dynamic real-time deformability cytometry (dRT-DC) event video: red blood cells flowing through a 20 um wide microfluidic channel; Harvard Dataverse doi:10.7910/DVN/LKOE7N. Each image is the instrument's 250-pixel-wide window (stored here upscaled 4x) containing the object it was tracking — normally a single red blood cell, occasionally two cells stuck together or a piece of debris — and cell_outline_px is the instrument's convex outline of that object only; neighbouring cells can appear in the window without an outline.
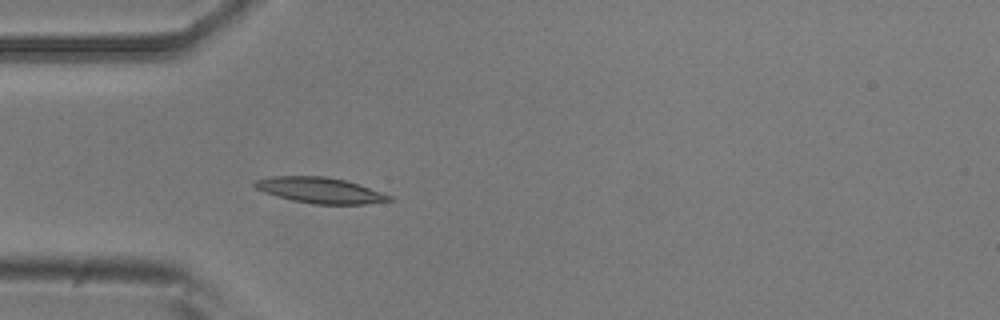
{"species": "common noctule bat (a hibernating species)", "species_latin": "Nyctalus noctula", "temperature_condition": "room temperature", "stored_images_in_passage": 4, "camera_frame_rate_fps": 3000, "um_per_image_px": 0.085, "animal": {"sex": "male", "body_mass_g": 20.5, "forearm_length_mm": 52.5}, "frame": {"image": 1, "passage_image": 4, "time_ms": 1.0, "image_size_px": [1000, 320], "cell_outline_px": [[396, 200], [364, 204], [312, 204], [292, 200], [276, 196], [264, 192], [256, 188], [252, 184], [252, 180], [272, 176], [324, 176], [344, 180], [392, 196]], "centroid_in_image_um": [27.15, 16.17], "position_along_channel_um": 57.8, "area_um2": 20.11}}